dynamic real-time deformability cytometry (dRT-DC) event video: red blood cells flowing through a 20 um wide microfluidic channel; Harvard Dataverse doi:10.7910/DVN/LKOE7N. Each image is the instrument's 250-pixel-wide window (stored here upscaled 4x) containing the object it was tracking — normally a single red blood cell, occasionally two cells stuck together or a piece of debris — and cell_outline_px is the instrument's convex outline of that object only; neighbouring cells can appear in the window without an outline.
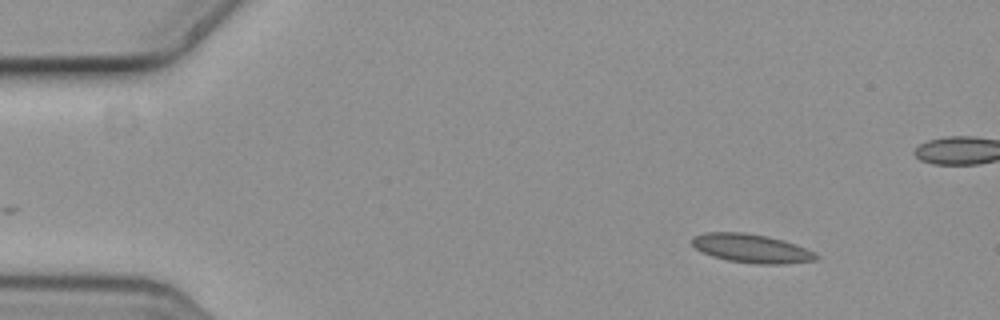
{"species": "common noctule bat (a hibernating species)", "species_latin": "Nyctalus noctula", "temperature_condition": "cold", "stored_images_in_passage": 3, "camera_frame_rate_fps": 3000, "um_per_image_px": 0.085, "animal": {"sex": "female", "body_mass_g": 19.3, "forearm_length_mm": 54.1}, "frame": {"image": 1, "passage_image": 1, "time_ms": 0.0, "image_size_px": [1000, 320], "cell_outline_px": [[820, 256], [816, 260], [784, 264], [756, 264], [728, 260], [712, 256], [696, 248], [688, 240], [692, 236], [704, 232], [744, 232], [768, 236], [784, 240], [796, 244], [816, 252]], "centroid_in_image_um": [63.88, 21.1], "position_along_channel_um": 21.1, "area_um2": 21.04}}